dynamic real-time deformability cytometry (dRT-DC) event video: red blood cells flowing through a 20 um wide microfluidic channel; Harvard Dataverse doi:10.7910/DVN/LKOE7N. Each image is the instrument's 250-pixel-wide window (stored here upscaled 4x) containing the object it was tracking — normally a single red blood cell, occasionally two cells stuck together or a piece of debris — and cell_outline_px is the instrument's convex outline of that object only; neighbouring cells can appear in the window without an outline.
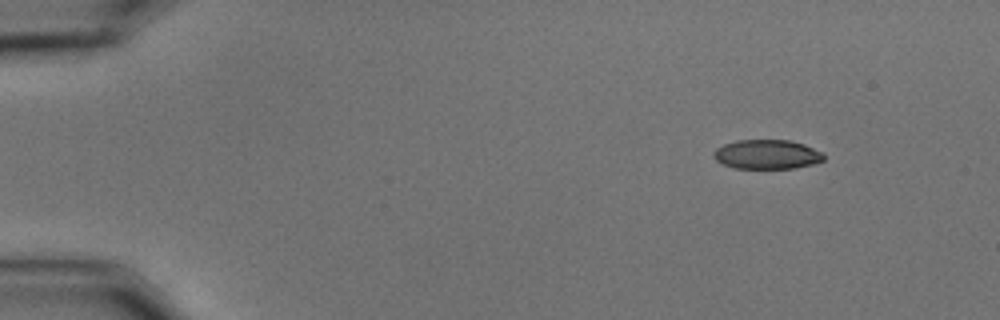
{"species": "common noctule bat (a hibernating species)", "species_latin": "Nyctalus noctula", "temperature_condition": "cold", "stored_images_in_passage": 57, "camera_frame_rate_fps": 3000, "um_per_image_px": 0.085, "animal": {"sex": "male", "body_mass_g": 15.6}, "frame": {"image": 1, "passage_image": 6, "time_ms": 1.667, "image_size_px": [1000, 320], "cell_outline_px": [[824, 160], [812, 164], [792, 168], [736, 168], [724, 164], [716, 160], [712, 156], [712, 152], [716, 148], [724, 144], [736, 140], [788, 140], [804, 144], [824, 152]], "centroid_in_image_um": [65.19, 13.11], "position_along_channel_um": 19.8, "area_um2": 18.84}}
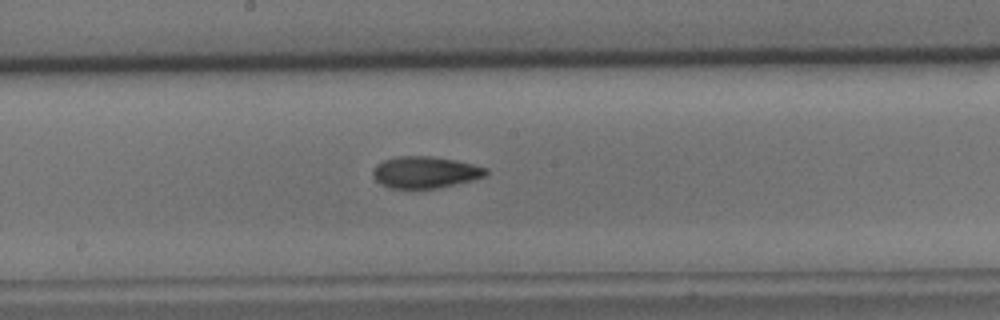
{"frame": {"image": 2, "passage_image": 31, "time_ms": 10.0, "image_size_px": [1000, 320], "cell_outline_px": [[488, 172], [484, 176], [472, 180], [436, 188], [388, 188], [380, 184], [372, 176], [372, 168], [376, 164], [384, 160], [396, 156], [432, 156], [456, 160], [488, 168]], "centroid_in_image_um": [36.09, 14.63], "position_along_channel_um": 212.1, "area_um2": 20.92}}
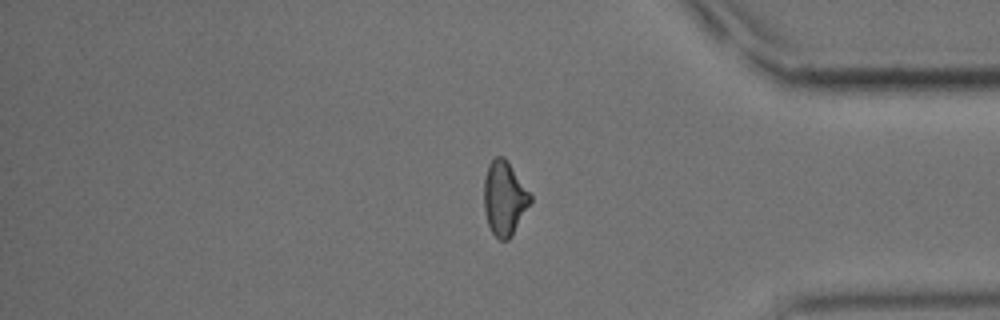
{"frame": {"image": 3, "passage_image": 48, "time_ms": 15.667, "image_size_px": [1000, 320], "cell_outline_px": [[532, 200], [512, 236], [508, 240], [500, 240], [492, 232], [488, 224], [484, 208], [484, 176], [488, 164], [496, 156], [504, 156], [508, 160], [532, 196]], "centroid_in_image_um": [42.87, 16.83], "position_along_channel_um": 392.3, "area_um2": 20.11}, "authors_computed_cell_mechanics": {"area_um2": 19.9988, "velocity_mm_per_s": 3.4921, "shape_relaxation_time_tau1_ms": 7.1954, "shape_relaxation_time_tau2_ms": 5.6382, "deformation_change_tau1": 0.1507, "deformation_change_tau2": 0.1163}}